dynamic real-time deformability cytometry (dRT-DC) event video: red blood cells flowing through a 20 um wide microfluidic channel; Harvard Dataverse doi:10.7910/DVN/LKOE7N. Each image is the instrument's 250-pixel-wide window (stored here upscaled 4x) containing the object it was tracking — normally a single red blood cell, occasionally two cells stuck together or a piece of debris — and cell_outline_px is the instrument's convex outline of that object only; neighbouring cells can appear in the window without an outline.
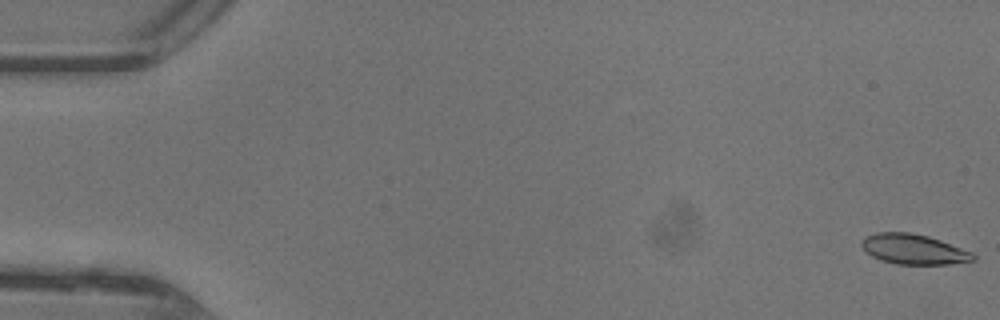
{"species": "common noctule bat (a hibernating species)", "species_latin": "Nyctalus noctula", "temperature_condition": "warm", "stored_images_in_passage": 48, "camera_frame_rate_fps": 3000, "um_per_image_px": 0.085, "animal": {"sex": "female"}, "frame": {"image": 1, "passage_image": 1, "time_ms": 0.0, "image_size_px": [1000, 320], "cell_outline_px": [[976, 260], [948, 264], [896, 264], [880, 260], [872, 256], [860, 244], [860, 240], [864, 236], [876, 232], [908, 232], [928, 236], [940, 240], [972, 252], [976, 256]], "centroid_in_image_um": [77.64, 21.18], "position_along_channel_um": 7.4, "area_um2": 19.59}}
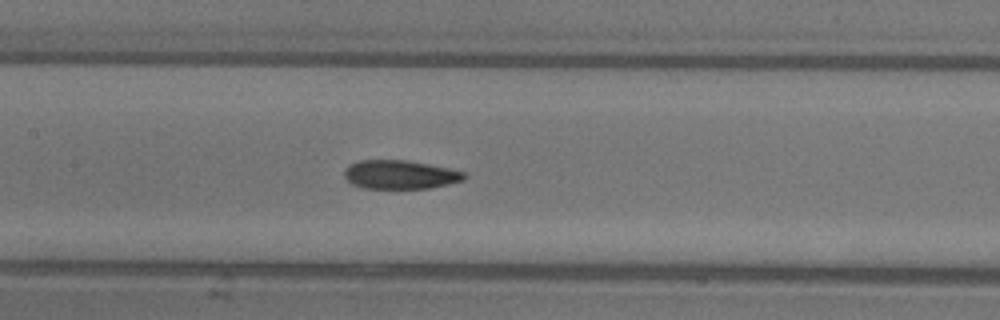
{"frame": {"image": 2, "passage_image": 23, "time_ms": 7.333, "image_size_px": [1000, 320], "cell_outline_px": [[468, 176], [464, 180], [432, 188], [364, 188], [352, 184], [344, 176], [344, 172], [348, 164], [360, 160], [408, 160], [448, 168], [464, 172]], "centroid_in_image_um": [34.01, 14.84], "position_along_channel_um": 173.4, "area_um2": 20.11}}
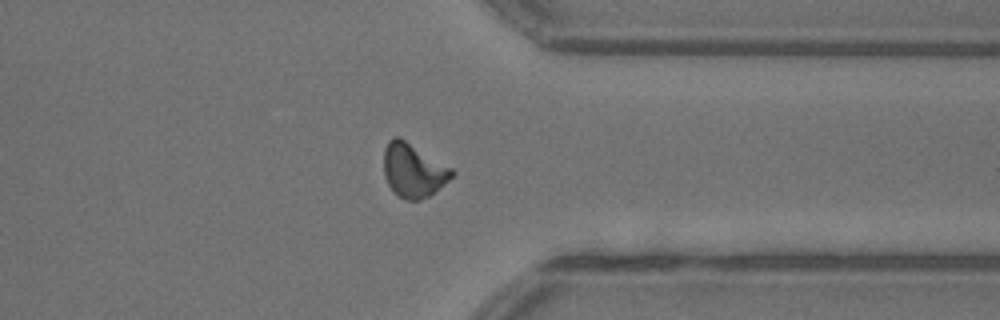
{"frame": {"image": 3, "passage_image": 37, "time_ms": 12.0, "image_size_px": [1000, 320], "cell_outline_px": [[456, 172], [444, 184], [428, 196], [420, 200], [404, 200], [388, 184], [384, 176], [384, 148], [388, 140], [392, 136], [400, 136], [452, 168]], "centroid_in_image_um": [35.12, 14.44], "position_along_channel_um": 376.3, "area_um2": 21.33}, "authors_computed_cell_mechanics": {"area_um2": 20.4901, "velocity_mm_per_s": 4.4429, "shape_relaxation_time_tau1_ms": 5.6936, "shape_relaxation_time_tau2_ms": 2.0424, "deformation_change_tau1": 0.1694, "deformation_change_tau2": 0.0844}}